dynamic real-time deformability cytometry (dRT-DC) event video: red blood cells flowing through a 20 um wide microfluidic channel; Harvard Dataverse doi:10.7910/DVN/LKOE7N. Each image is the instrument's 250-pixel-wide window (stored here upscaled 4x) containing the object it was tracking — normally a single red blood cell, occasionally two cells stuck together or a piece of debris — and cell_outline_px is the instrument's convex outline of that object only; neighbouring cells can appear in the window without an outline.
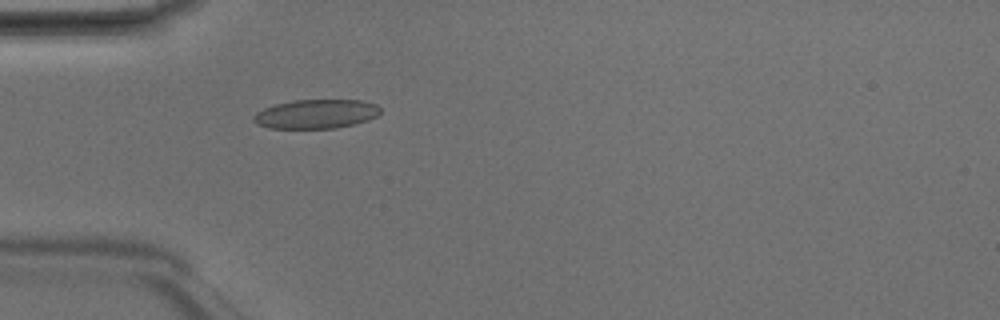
{"species": "Egyptian fruit bat (a non-hibernating species)", "species_latin": "Rousettus aegyptiacus", "temperature_condition": "room temperature", "stored_images_in_passage": 32, "camera_frame_rate_fps": 3000, "um_per_image_px": 0.085, "animal": {"sex": "male"}, "frame": {"image": 1, "passage_image": 1, "time_ms": 0.0, "image_size_px": [1000, 320], "cell_outline_px": [[380, 112], [376, 116], [368, 120], [352, 124], [332, 128], [268, 128], [256, 124], [252, 120], [252, 116], [256, 112], [264, 108], [276, 104], [292, 100], [360, 100], [376, 104], [380, 108]], "centroid_in_image_um": [26.82, 9.68], "position_along_channel_um": 58.2, "area_um2": 21.44}}
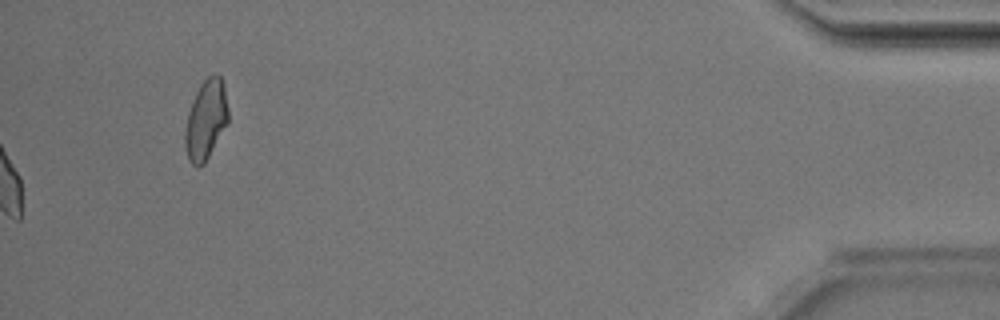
{"frame": {"image": 2, "passage_image": 32, "time_ms": 10.333, "image_size_px": [1000, 320], "cell_outline_px": [[228, 124], [204, 164], [196, 168], [188, 160], [184, 144], [184, 128], [188, 112], [196, 92], [200, 84], [208, 76], [216, 72], [220, 76], [224, 84], [228, 108]], "centroid_in_image_um": [17.5, 10.19], "position_along_channel_um": 417.7, "area_um2": 20.4}, "authors_computed_cell_mechanics": {"area_um2": 20.1144, "velocity_mm_per_s": 4.2064, "shape_relaxation_time_tau1_ms": 8.1022, "shape_relaxation_time_tau2_ms": 2.5013, "deformation_change_tau1": 0.1844, "deformation_change_tau2": 0.0771}}